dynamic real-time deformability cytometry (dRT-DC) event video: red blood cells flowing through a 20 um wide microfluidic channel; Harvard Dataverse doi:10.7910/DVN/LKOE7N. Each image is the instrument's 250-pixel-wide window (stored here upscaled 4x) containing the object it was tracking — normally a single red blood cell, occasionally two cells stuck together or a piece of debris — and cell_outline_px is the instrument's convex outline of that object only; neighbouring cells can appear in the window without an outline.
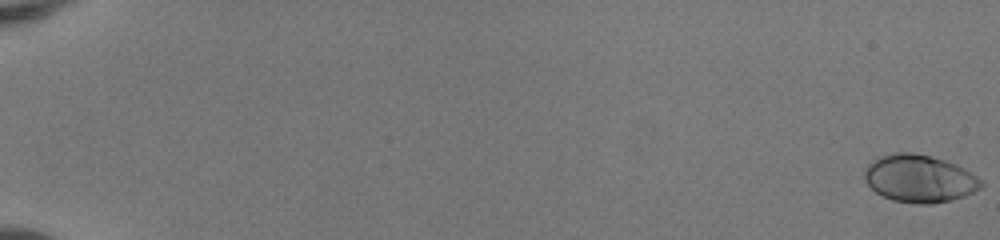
{"species": "human", "species_latin": "Homo sapiens", "temperature_condition": "room temperature", "stored_images_in_passage": 52, "camera_frame_rate_fps": 3000, "um_per_image_px": 0.085, "donor": {"sex": "female"}, "frame": {"image": 1, "passage_image": 1, "time_ms": 0.0, "image_size_px": [1000, 240], "cell_outline_px": [[984, 184], [980, 188], [964, 196], [932, 204], [920, 204], [892, 200], [876, 192], [864, 180], [864, 172], [868, 164], [880, 156], [892, 152], [912, 152], [932, 156], [956, 164], [964, 168], [976, 176]], "centroid_in_image_um": [78.13, 15.16], "position_along_channel_um": 6.9, "area_um2": 32.19}}
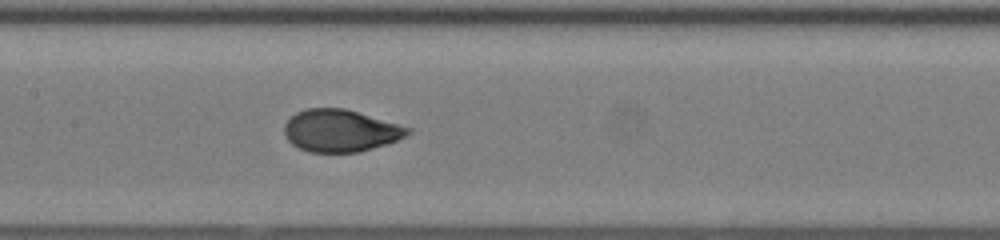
{"frame": {"image": 2, "passage_image": 29, "time_ms": 9.333, "image_size_px": [1000, 240], "cell_outline_px": [[412, 132], [396, 140], [360, 152], [308, 152], [292, 144], [284, 136], [284, 124], [296, 112], [308, 108], [344, 108], [412, 128]], "centroid_in_image_um": [28.91, 11.11], "position_along_channel_um": 178.5, "area_um2": 30.17}}
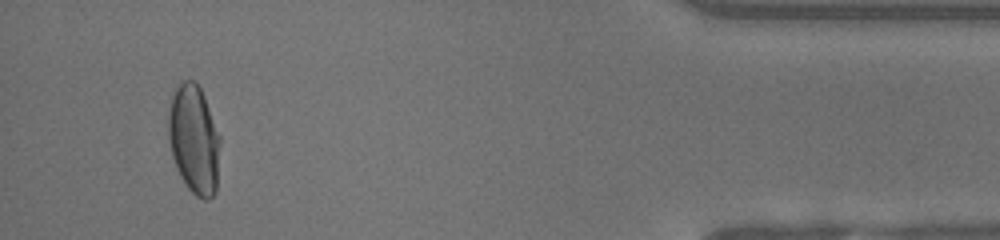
{"frame": {"image": 3, "passage_image": 50, "time_ms": 16.333, "image_size_px": [1000, 240], "cell_outline_px": [[220, 144], [216, 192], [208, 200], [204, 200], [196, 196], [188, 188], [180, 176], [176, 168], [172, 156], [168, 140], [168, 112], [172, 96], [176, 84], [184, 80], [196, 80], [204, 96], [220, 136]], "centroid_in_image_um": [16.48, 11.85], "position_along_channel_um": 418.7, "area_um2": 33.18}, "authors_computed_cell_mechanics": {"area_um2": 30.7496, "velocity_mm_per_s": 4.1834, "shape_relaxation_time_tau1_ms": 3.8914, "shape_relaxation_time_tau2_ms": null, "deformation_change_tau1": 0.1854, "deformation_change_tau2": null}}